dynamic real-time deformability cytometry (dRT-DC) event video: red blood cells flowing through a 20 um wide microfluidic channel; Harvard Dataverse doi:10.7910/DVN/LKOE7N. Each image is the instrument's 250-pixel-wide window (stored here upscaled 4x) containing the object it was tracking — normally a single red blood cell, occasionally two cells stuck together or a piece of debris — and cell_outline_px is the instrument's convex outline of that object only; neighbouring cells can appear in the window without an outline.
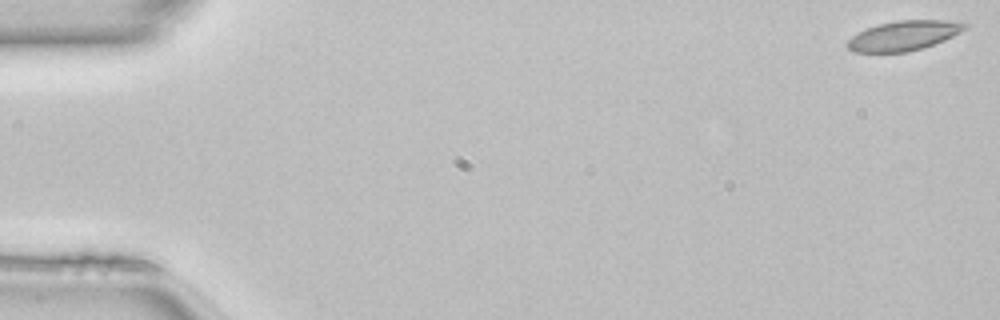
{"species": "common noctule bat (a hibernating species)", "species_latin": "Nyctalus noctula", "temperature_condition": "room temperature", "stored_images_in_passage": 25, "camera_frame_rate_fps": 3000, "um_per_image_px": 0.085, "animal": {"sex": "female", "body_mass_g": 22.7, "forearm_length_mm": 54.2}, "frame": {"image": 1, "passage_image": 1, "time_ms": 0.0, "image_size_px": [1000, 320], "cell_outline_px": [[968, 28], [944, 40], [924, 48], [908, 52], [856, 52], [848, 48], [844, 44], [852, 36], [868, 28], [880, 24], [896, 20], [944, 20], [968, 24]], "centroid_in_image_um": [76.82, 3.03], "position_along_channel_um": 8.2, "area_um2": 20.23}}
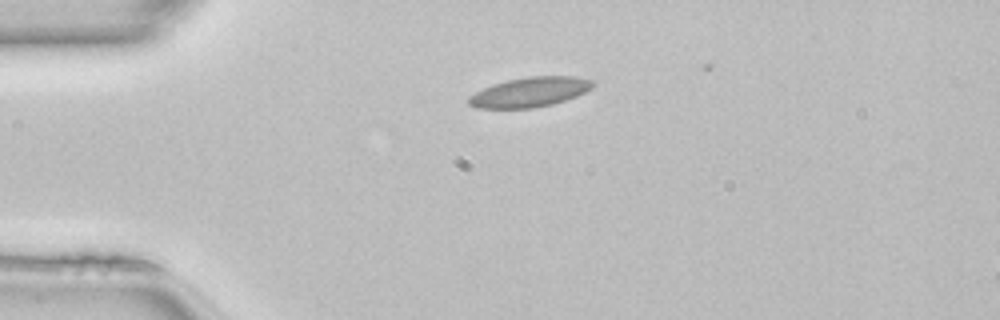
{"frame": {"image": 2, "passage_image": 12, "time_ms": 3.667, "image_size_px": [1000, 320], "cell_outline_px": [[596, 84], [592, 88], [576, 96], [552, 104], [532, 108], [476, 108], [468, 104], [468, 96], [492, 84], [508, 80], [528, 76], [576, 76], [592, 80]], "centroid_in_image_um": [45.04, 7.82], "position_along_channel_um": 40.0, "area_um2": 21.5}}